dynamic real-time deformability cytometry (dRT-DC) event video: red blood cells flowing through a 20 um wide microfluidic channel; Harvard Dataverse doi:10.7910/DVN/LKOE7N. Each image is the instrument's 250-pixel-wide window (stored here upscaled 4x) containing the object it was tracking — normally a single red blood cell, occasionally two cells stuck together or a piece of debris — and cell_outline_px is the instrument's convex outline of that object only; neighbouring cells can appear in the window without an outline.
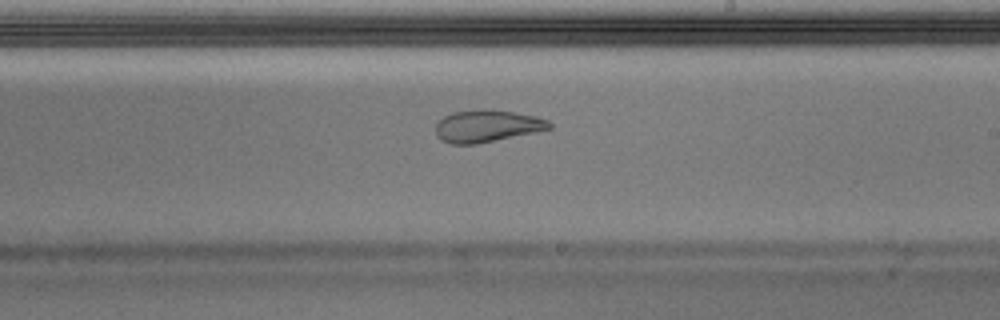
{"species": "Egyptian fruit bat (a non-hibernating species)", "species_latin": "Rousettus aegyptiacus", "temperature_condition": "warm", "stored_images_in_passage": 41, "camera_frame_rate_fps": 3000, "um_per_image_px": 0.085, "animal": {"sex": "male"}, "frame": {"image": 1, "passage_image": 20, "time_ms": 6.333, "image_size_px": [1000, 320], "cell_outline_px": [[552, 128], [476, 144], [452, 144], [440, 140], [436, 136], [436, 124], [444, 116], [452, 112], [484, 108], [512, 112], [536, 116], [548, 120], [552, 124]], "centroid_in_image_um": [41.36, 10.7], "position_along_channel_um": 247.6, "area_um2": 21.21}}
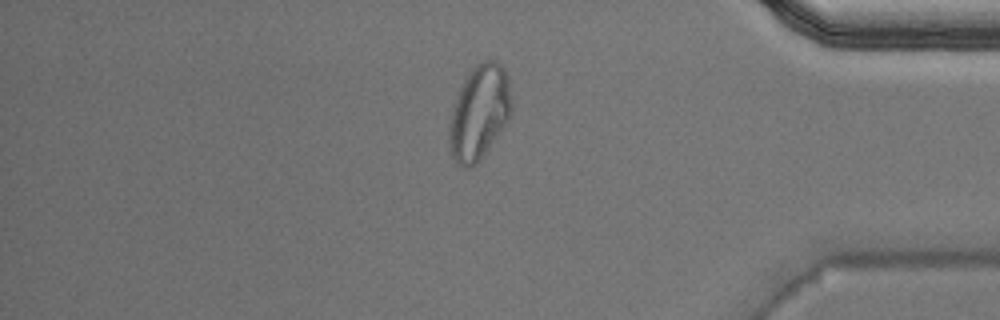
{"frame": {"image": 2, "passage_image": 33, "time_ms": 10.667, "image_size_px": [1000, 320], "cell_outline_px": [[512, 104], [508, 120], [480, 160], [476, 164], [468, 168], [464, 168], [452, 156], [448, 132], [452, 112], [456, 100], [464, 80], [472, 68], [476, 64], [484, 60], [496, 60], [504, 68], [508, 80]], "centroid_in_image_um": [40.75, 9.54], "position_along_channel_um": 394.5, "area_um2": 33.64}, "authors_computed_cell_mechanics": {"area_um2": 23.2934, "velocity_mm_per_s": 3.9868, "shape_relaxation_time_tau1_ms": null, "shape_relaxation_time_tau2_ms": 2.0812, "deformation_change_tau1": null, "deformation_change_tau2": 0.0705}}